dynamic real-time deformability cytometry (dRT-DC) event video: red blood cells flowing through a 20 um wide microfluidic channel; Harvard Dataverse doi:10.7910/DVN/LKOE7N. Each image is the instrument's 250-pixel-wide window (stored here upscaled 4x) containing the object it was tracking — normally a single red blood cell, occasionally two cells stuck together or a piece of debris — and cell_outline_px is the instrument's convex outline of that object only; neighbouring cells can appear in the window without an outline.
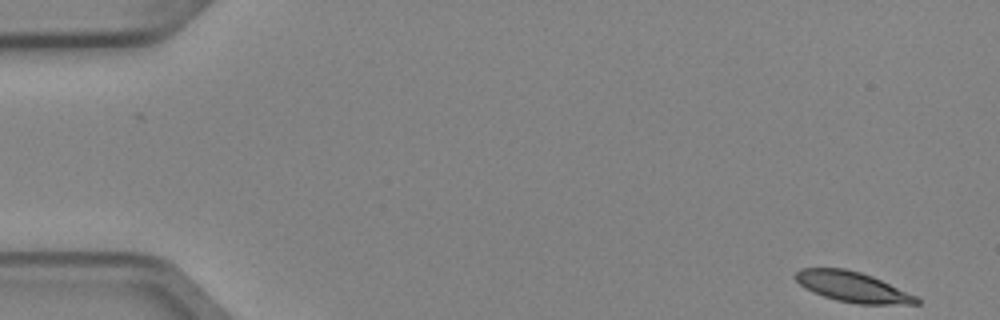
{"species": "Egyptian fruit bat (a non-hibernating species)", "species_latin": "Rousettus aegyptiacus", "temperature_condition": "cold", "stored_images_in_passage": 7, "camera_frame_rate_fps": 3000, "um_per_image_px": 0.085, "animal": {"sex": "female"}, "frame": {"image": 1, "passage_image": 1, "time_ms": 0.0, "image_size_px": [1000, 320], "cell_outline_px": [[920, 304], [856, 304], [836, 300], [824, 296], [804, 288], [796, 280], [796, 272], [800, 268], [844, 268], [860, 272], [872, 276], [916, 296], [920, 300]], "centroid_in_image_um": [72.46, 24.39], "position_along_channel_um": 12.5, "area_um2": 21.15}}
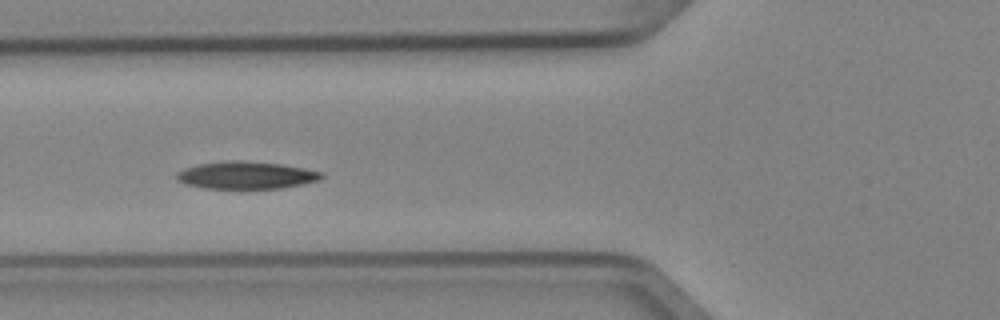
{"frame": {"image": 2, "passage_image": 6, "time_ms": 1.667, "image_size_px": [1000, 320], "cell_outline_px": [[324, 176], [320, 180], [304, 184], [280, 188], [204, 188], [184, 184], [176, 180], [176, 172], [184, 168], [196, 164], [224, 160], [244, 160], [280, 164], [304, 168], [324, 172]], "centroid_in_image_um": [20.9, 14.88], "position_along_channel_um": 104.9, "area_um2": 23.47}}
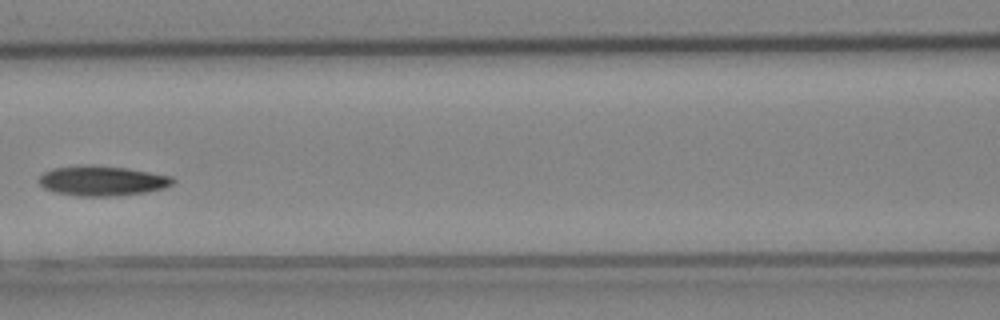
{"frame": {"image": 3, "passage_image": 7, "time_ms": 2.0, "image_size_px": [1000, 320], "cell_outline_px": [[176, 180], [172, 184], [164, 188], [148, 192], [116, 196], [80, 196], [56, 192], [44, 188], [40, 184], [40, 176], [44, 172], [52, 168], [80, 164], [92, 164], [124, 168], [172, 176]], "centroid_in_image_um": [8.69, 15.36], "position_along_channel_um": 157.9, "area_um2": 23.47}}